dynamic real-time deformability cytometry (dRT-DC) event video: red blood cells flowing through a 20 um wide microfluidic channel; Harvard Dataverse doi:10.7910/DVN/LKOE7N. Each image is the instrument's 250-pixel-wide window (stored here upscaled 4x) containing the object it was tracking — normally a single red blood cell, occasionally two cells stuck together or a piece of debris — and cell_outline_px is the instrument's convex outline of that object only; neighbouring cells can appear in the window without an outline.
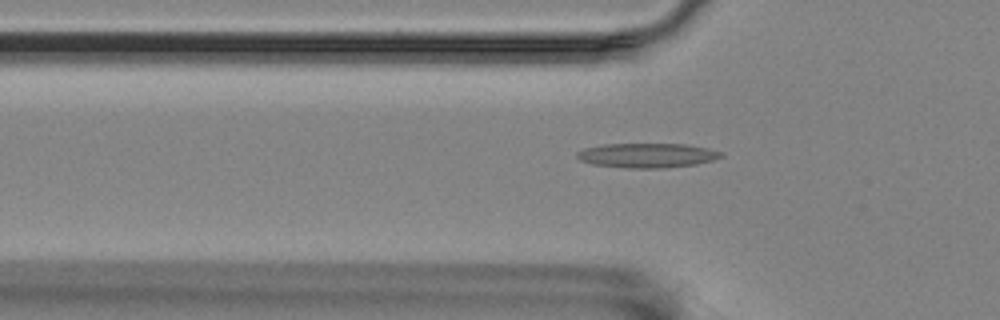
{"species": "Egyptian fruit bat (a non-hibernating species)", "species_latin": "Rousettus aegyptiacus", "temperature_condition": "room temperature", "stored_images_in_passage": 5, "camera_frame_rate_fps": 3000, "um_per_image_px": 0.085, "animal": {"sex": "female"}, "frame": {"image": 1, "passage_image": 3, "time_ms": 0.667, "image_size_px": [1000, 320], "cell_outline_px": [[724, 156], [712, 160], [696, 164], [664, 168], [628, 168], [592, 164], [580, 160], [576, 156], [576, 152], [584, 148], [604, 144], [684, 144], [708, 148], [724, 152]], "centroid_in_image_um": [55.01, 13.21], "position_along_channel_um": 70.8, "area_um2": 20.63}}